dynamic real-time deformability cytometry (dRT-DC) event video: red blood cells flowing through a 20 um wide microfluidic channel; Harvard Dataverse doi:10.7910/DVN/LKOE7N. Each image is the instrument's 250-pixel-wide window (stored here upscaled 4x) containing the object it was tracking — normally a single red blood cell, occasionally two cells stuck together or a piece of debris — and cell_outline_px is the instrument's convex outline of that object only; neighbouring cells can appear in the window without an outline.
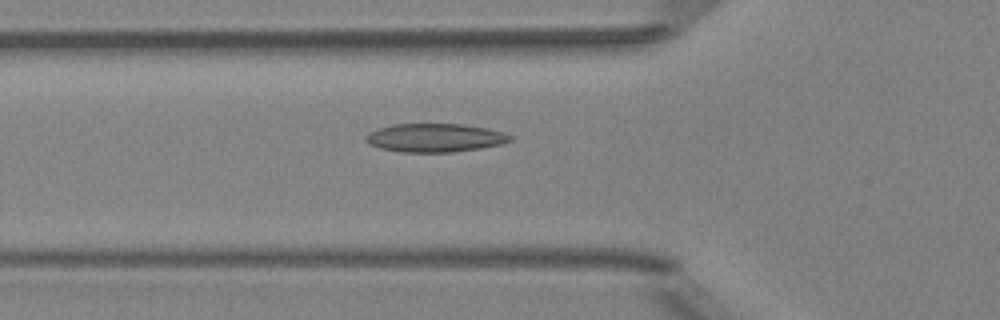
{"species": "Egyptian fruit bat (a non-hibernating species)", "species_latin": "Rousettus aegyptiacus", "temperature_condition": "room temperature", "stored_images_in_passage": 44, "camera_frame_rate_fps": 3000, "um_per_image_px": 0.085, "animal": {"sex": "female"}, "frame": {"image": 1, "passage_image": 12, "time_ms": 3.667, "image_size_px": [1000, 320], "cell_outline_px": [[512, 140], [500, 144], [480, 148], [452, 152], [400, 152], [380, 148], [368, 144], [364, 140], [364, 136], [368, 132], [392, 124], [460, 124], [488, 128], [504, 132], [512, 136]], "centroid_in_image_um": [36.94, 11.71], "position_along_channel_um": 88.9, "area_um2": 24.04}}
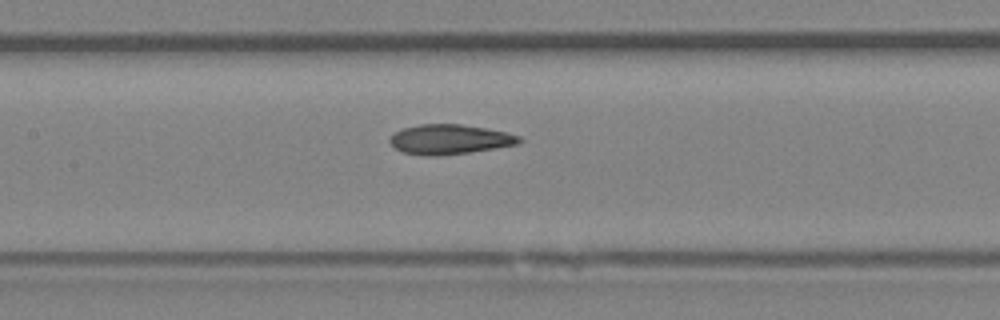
{"frame": {"image": 2, "passage_image": 18, "time_ms": 5.667, "image_size_px": [1000, 320], "cell_outline_px": [[524, 140], [516, 144], [468, 152], [432, 156], [428, 156], [400, 152], [388, 140], [396, 132], [404, 128], [420, 124], [460, 124], [488, 128], [520, 136]], "centroid_in_image_um": [38.21, 11.84], "position_along_channel_um": 169.2, "area_um2": 22.14}}
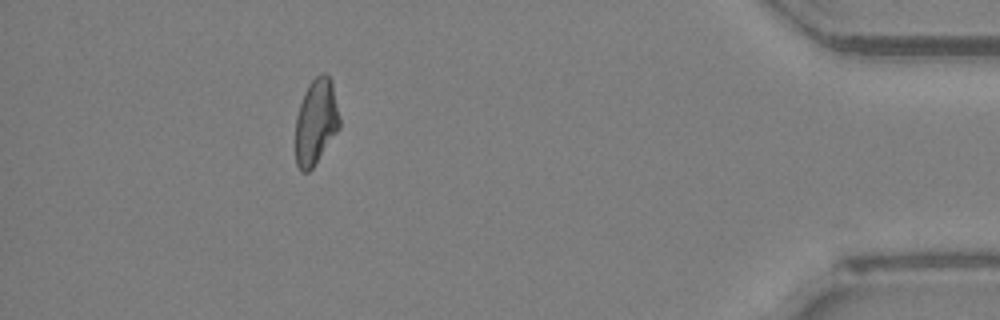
{"frame": {"image": 3, "passage_image": 40, "time_ms": 13.0, "image_size_px": [1000, 320], "cell_outline_px": [[340, 128], [312, 168], [308, 172], [300, 172], [296, 164], [296, 116], [304, 92], [308, 84], [316, 76], [324, 72], [332, 80], [340, 120]], "centroid_in_image_um": [26.85, 10.35], "position_along_channel_um": 408.3, "area_um2": 22.02}}